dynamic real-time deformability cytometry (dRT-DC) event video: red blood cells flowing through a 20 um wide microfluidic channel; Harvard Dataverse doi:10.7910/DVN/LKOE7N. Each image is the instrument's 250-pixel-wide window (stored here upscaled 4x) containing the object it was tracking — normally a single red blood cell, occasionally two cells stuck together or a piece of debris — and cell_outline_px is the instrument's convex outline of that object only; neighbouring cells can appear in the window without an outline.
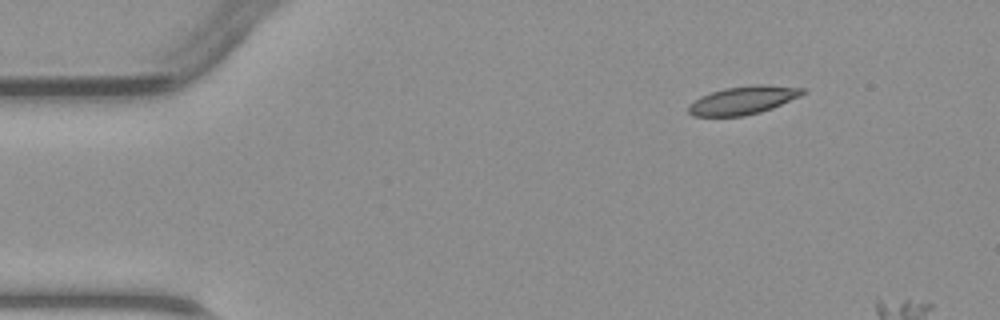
{"species": "common noctule bat (a hibernating species)", "species_latin": "Nyctalus noctula", "temperature_condition": "warm", "stored_images_in_passage": 2, "camera_frame_rate_fps": 3000, "um_per_image_px": 0.085, "animal": {"sex": "male", "body_mass_g": 23.1, "forearm_length_mm": 52.7}, "frame": {"image": 1, "passage_image": 2, "time_ms": 1.333, "image_size_px": [1000, 320], "cell_outline_px": [[808, 92], [800, 96], [772, 108], [760, 112], [744, 116], [692, 116], [688, 112], [688, 104], [700, 96], [724, 88], [756, 84], [768, 84], [808, 88]], "centroid_in_image_um": [63.2, 8.5], "position_along_channel_um": 21.8, "area_um2": 19.02}}